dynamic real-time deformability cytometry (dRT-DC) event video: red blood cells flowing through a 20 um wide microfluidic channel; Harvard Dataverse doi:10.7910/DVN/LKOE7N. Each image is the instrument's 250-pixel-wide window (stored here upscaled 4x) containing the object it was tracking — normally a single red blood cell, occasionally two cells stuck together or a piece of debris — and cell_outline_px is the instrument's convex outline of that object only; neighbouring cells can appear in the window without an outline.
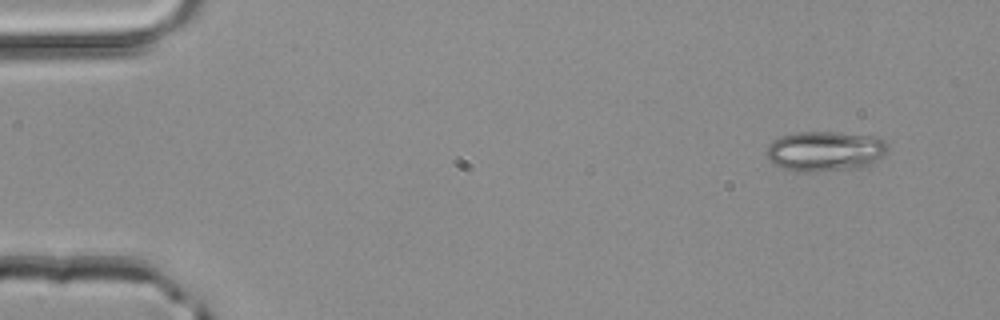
{"species": "common noctule bat (a hibernating species)", "species_latin": "Nyctalus noctula", "temperature_condition": "room temperature", "stored_images_in_passage": 3, "camera_frame_rate_fps": 3000, "um_per_image_px": 0.085, "animal": {"sex": "male", "body_mass_g": 20.4}, "frame": {"image": 1, "passage_image": 1, "time_ms": 0.0, "image_size_px": [1000, 320], "cell_outline_px": [[888, 152], [884, 156], [860, 168], [812, 172], [796, 172], [772, 164], [764, 152], [768, 144], [772, 140], [780, 136], [796, 132], [840, 132], [872, 136], [884, 140], [888, 144]], "centroid_in_image_um": [70.1, 12.85], "position_along_channel_um": 14.9, "area_um2": 28.78}}